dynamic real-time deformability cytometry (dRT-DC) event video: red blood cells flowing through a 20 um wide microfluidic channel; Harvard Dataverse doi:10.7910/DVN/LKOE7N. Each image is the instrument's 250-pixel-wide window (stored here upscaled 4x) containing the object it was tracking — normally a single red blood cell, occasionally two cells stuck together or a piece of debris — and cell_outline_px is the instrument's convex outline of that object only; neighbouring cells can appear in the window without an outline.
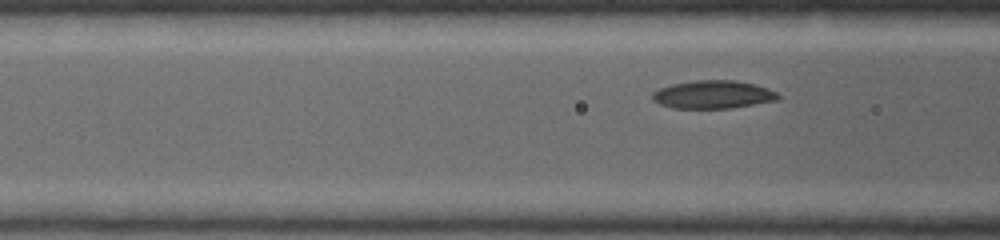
{"species": "common noctule bat (a hibernating species)", "species_latin": "Nyctalus noctula", "temperature_condition": "warm", "stored_images_in_passage": 9, "segment_of_instrument_passage": [2, 2], "camera_frame_rate_fps": 5000, "um_per_image_px": 0.085, "animal": {"sex": "female", "body_mass_g": 19.0, "forearm_length_mm": 53.3}, "frame": {"image": 1, "passage_image": 9, "time_ms": 3.4, "image_size_px": [1000, 240], "cell_outline_px": [[780, 100], [732, 108], [672, 108], [660, 104], [652, 100], [652, 92], [660, 88], [672, 84], [696, 80], [732, 80], [752, 84], [768, 88], [776, 92], [780, 96]], "centroid_in_image_um": [60.61, 8.04], "position_along_channel_um": 106.0, "area_um2": 20.58}}